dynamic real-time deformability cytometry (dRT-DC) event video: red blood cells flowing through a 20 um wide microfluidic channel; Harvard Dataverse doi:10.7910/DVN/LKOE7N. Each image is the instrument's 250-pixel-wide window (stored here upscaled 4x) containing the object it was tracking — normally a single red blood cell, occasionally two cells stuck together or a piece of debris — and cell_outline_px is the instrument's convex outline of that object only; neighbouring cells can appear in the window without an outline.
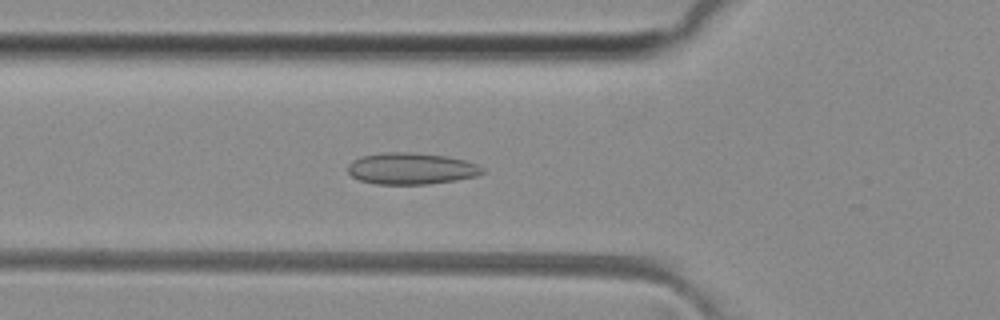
{"species": "common noctule bat (a hibernating species)", "species_latin": "Nyctalus noctula", "temperature_condition": "room temperature", "stored_images_in_passage": 48, "camera_frame_rate_fps": 3000, "um_per_image_px": 0.085, "animal": {"sex": "female", "body_mass_g": 29.2, "forearm_length_mm": 56.3}, "frame": {"image": 1, "passage_image": 15, "time_ms": 4.667, "image_size_px": [1000, 320], "cell_outline_px": [[484, 172], [476, 176], [456, 180], [428, 184], [376, 184], [360, 180], [352, 176], [348, 172], [348, 164], [352, 160], [360, 156], [384, 152], [412, 152], [448, 156], [464, 160], [476, 164], [484, 168]], "centroid_in_image_um": [34.94, 14.32], "position_along_channel_um": 90.9, "area_um2": 24.85}}
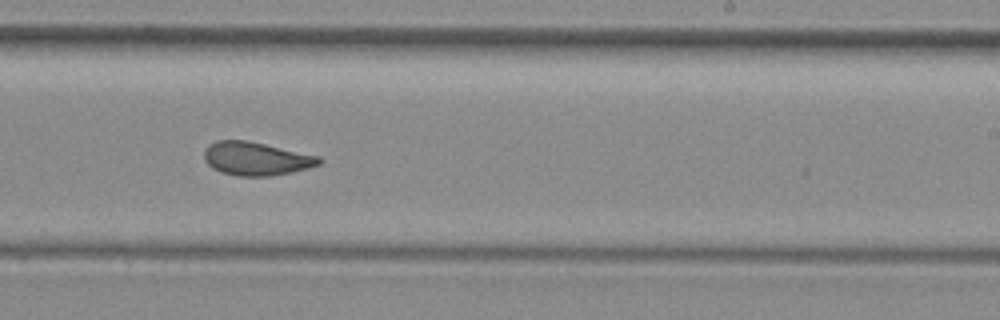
{"frame": {"image": 2, "passage_image": 28, "time_ms": 9.0, "image_size_px": [1000, 320], "cell_outline_px": [[324, 160], [320, 164], [308, 168], [292, 172], [272, 176], [240, 176], [220, 172], [212, 168], [204, 160], [204, 148], [208, 144], [216, 140], [248, 140], [320, 156]], "centroid_in_image_um": [21.77, 13.48], "position_along_channel_um": 267.2, "area_um2": 22.66}}
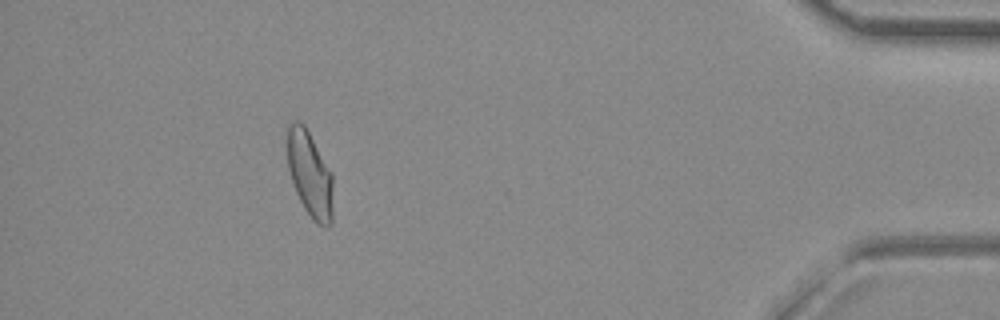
{"frame": {"image": 3, "passage_image": 43, "time_ms": 14.0, "image_size_px": [1000, 320], "cell_outline_px": [[332, 224], [328, 228], [324, 228], [316, 224], [312, 220], [304, 208], [296, 192], [288, 168], [288, 128], [296, 120], [304, 124], [332, 172]], "centroid_in_image_um": [26.37, 14.88], "position_along_channel_um": 408.8, "area_um2": 22.77}, "authors_computed_cell_mechanics": {"area_um2": 22.831, "velocity_mm_per_s": 4.075, "shape_relaxation_time_tau1_ms": null, "shape_relaxation_time_tau2_ms": 1.3374, "deformation_change_tau1": null, "deformation_change_tau2": 0.078}}